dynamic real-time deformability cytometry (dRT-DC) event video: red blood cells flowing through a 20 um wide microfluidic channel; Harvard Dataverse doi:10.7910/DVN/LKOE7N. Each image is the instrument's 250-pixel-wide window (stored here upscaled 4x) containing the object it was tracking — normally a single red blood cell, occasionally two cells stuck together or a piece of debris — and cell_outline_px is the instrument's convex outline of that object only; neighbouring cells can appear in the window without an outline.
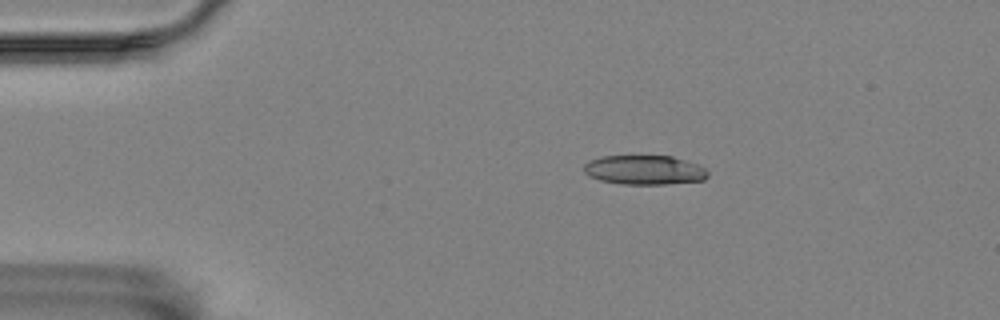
{"species": "Egyptian fruit bat (a non-hibernating species)", "species_latin": "Rousettus aegyptiacus", "temperature_condition": "room temperature", "stored_images_in_passage": 2, "camera_frame_rate_fps": 3000, "um_per_image_px": 0.085, "animal": {"sex": "female"}, "frame": {"image": 1, "passage_image": 1, "time_ms": 0.0, "image_size_px": [1000, 320], "cell_outline_px": [[708, 176], [704, 180], [664, 184], [624, 184], [600, 180], [588, 176], [584, 172], [584, 164], [588, 160], [604, 156], [672, 156], [696, 164], [704, 168], [708, 172]], "centroid_in_image_um": [54.75, 14.45], "position_along_channel_um": 30.3, "area_um2": 21.1}}